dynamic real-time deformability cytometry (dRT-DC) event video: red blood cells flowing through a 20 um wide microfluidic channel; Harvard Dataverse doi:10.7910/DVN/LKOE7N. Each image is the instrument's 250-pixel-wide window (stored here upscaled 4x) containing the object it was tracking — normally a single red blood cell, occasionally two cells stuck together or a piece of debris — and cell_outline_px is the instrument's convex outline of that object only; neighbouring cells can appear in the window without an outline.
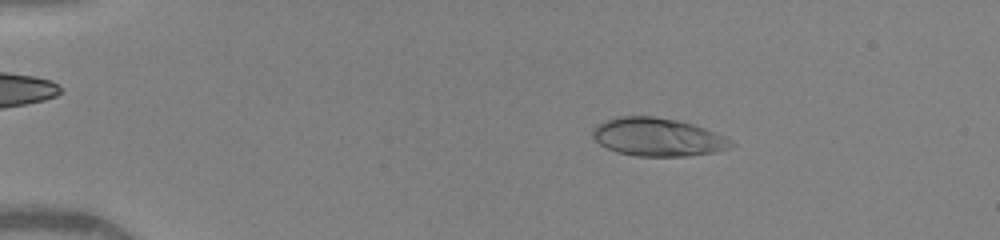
{"species": "human", "species_latin": "Homo sapiens", "temperature_condition": "warm", "stored_images_in_passage": 42, "camera_frame_rate_fps": 3000, "um_per_image_px": 0.085, "donor": {"sex": "female"}, "frame": {"image": 1, "passage_image": 2, "time_ms": 0.333, "image_size_px": [1000, 240], "cell_outline_px": [[736, 144], [728, 148], [716, 152], [688, 156], [636, 156], [616, 152], [600, 144], [592, 136], [592, 132], [596, 124], [620, 116], [652, 116], [676, 120], [692, 124], [704, 128], [724, 136], [732, 140]], "centroid_in_image_um": [55.91, 11.66], "position_along_channel_um": 29.1, "area_um2": 30.69}}
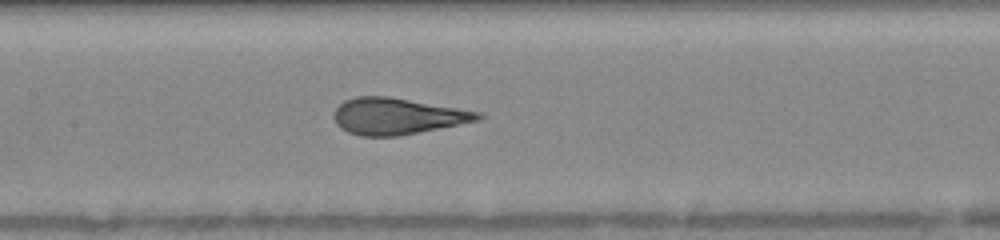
{"frame": {"image": 2, "passage_image": 18, "time_ms": 5.667, "image_size_px": [1000, 240], "cell_outline_px": [[484, 116], [480, 120], [400, 136], [360, 136], [348, 132], [340, 128], [336, 124], [332, 116], [336, 108], [344, 100], [356, 96], [388, 96], [480, 112]], "centroid_in_image_um": [33.73, 9.88], "position_along_channel_um": 173.7, "area_um2": 30.58}}
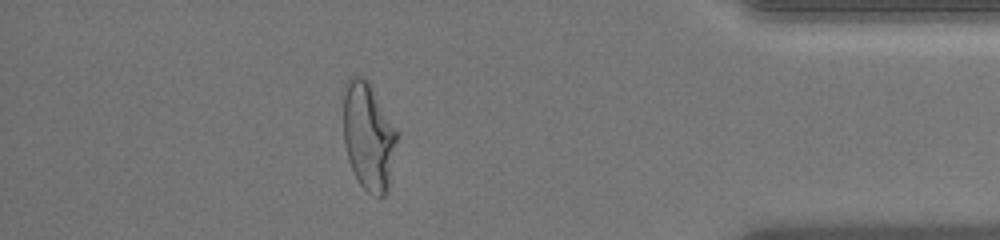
{"frame": {"image": 3, "passage_image": 37, "time_ms": 12.0, "image_size_px": [1000, 240], "cell_outline_px": [[400, 132], [388, 192], [380, 200], [372, 196], [360, 184], [348, 160], [344, 144], [340, 92], [348, 76], [360, 76], [368, 80]], "centroid_in_image_um": [31.31, 11.54], "position_along_channel_um": 403.9, "area_um2": 35.55}, "authors_computed_cell_mechanics": {"area_um2": 30.7496, "velocity_mm_per_s": 4.1205, "shape_relaxation_time_tau1_ms": 4.4103, "shape_relaxation_time_tau2_ms": null, "deformation_change_tau1": 0.217, "deformation_change_tau2": null}}